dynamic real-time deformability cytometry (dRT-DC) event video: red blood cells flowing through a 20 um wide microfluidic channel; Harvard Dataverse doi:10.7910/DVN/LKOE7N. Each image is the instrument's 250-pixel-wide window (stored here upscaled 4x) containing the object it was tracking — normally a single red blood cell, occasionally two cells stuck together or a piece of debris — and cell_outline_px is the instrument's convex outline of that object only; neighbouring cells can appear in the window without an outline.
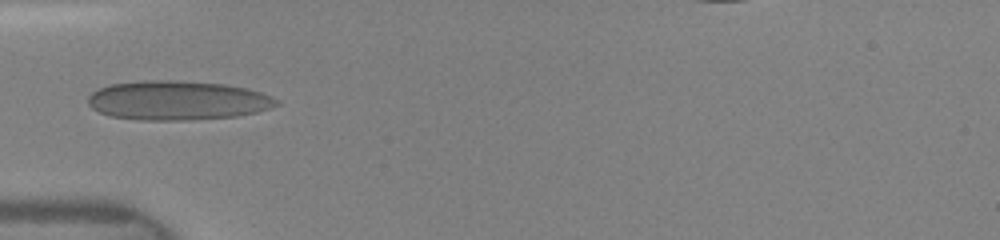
{"species": "human", "species_latin": "Homo sapiens", "temperature_condition": "room temperature", "stored_images_in_passage": 42, "camera_frame_rate_fps": 3000, "um_per_image_px": 0.085, "donor": {"sex": "female"}, "frame": {"image": 1, "passage_image": 1, "time_ms": 0.0, "image_size_px": [1000, 240], "cell_outline_px": [[280, 104], [256, 112], [236, 116], [192, 120], [140, 120], [112, 116], [100, 112], [92, 108], [88, 104], [88, 96], [92, 92], [108, 84], [144, 80], [176, 80], [224, 84], [244, 88], [260, 92], [280, 100]], "centroid_in_image_um": [15.07, 8.53], "position_along_channel_um": 69.9, "area_um2": 43.12}}
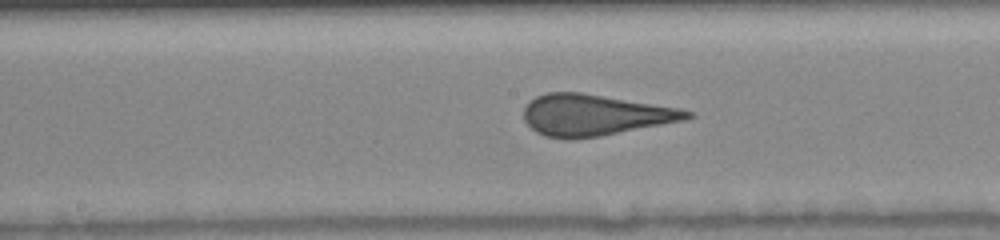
{"frame": {"image": 2, "passage_image": 16, "time_ms": 3.0, "image_size_px": [1000, 240], "cell_outline_px": [[696, 116], [684, 120], [600, 136], [572, 140], [544, 136], [536, 132], [524, 120], [524, 108], [536, 96], [548, 92], [580, 92], [680, 108], [692, 112]], "centroid_in_image_um": [50.54, 9.78], "position_along_channel_um": 197.7, "area_um2": 39.07}}
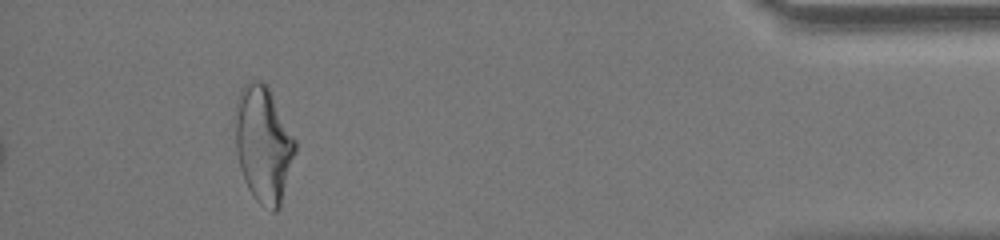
{"frame": {"image": 3, "passage_image": 36, "time_ms": 9.333, "image_size_px": [1000, 240], "cell_outline_px": [[296, 152], [280, 208], [276, 212], [272, 212], [260, 204], [252, 196], [244, 180], [240, 168], [236, 152], [236, 116], [240, 92], [244, 84], [248, 80], [260, 80], [268, 84], [296, 140]], "centroid_in_image_um": [22.42, 12.28], "position_along_channel_um": 412.8, "area_um2": 40.86}}